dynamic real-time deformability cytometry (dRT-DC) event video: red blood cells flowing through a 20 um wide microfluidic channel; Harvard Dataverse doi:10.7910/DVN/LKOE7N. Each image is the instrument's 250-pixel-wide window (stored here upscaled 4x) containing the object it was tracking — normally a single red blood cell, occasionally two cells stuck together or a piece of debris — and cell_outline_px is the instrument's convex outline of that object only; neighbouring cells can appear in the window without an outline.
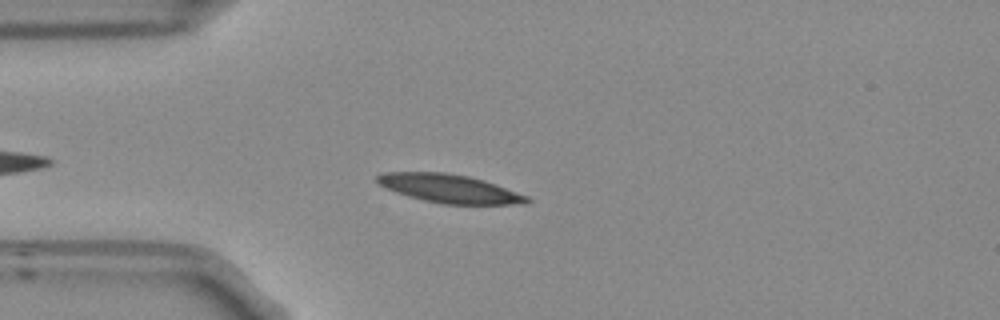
{"species": "Egyptian fruit bat (a non-hibernating species)", "species_latin": "Rousettus aegyptiacus", "temperature_condition": "room temperature", "stored_images_in_passage": 36, "camera_frame_rate_fps": 3000, "um_per_image_px": 0.085, "frame": {"image": 1, "passage_image": 6, "time_ms": 1.667, "image_size_px": [1000, 320], "cell_outline_px": [[532, 200], [528, 204], [440, 204], [408, 196], [396, 192], [380, 184], [376, 180], [376, 176], [384, 172], [444, 172], [468, 176], [484, 180], [496, 184], [528, 196]], "centroid_in_image_um": [38.24, 16.03], "position_along_channel_um": 46.8, "area_um2": 24.8}}
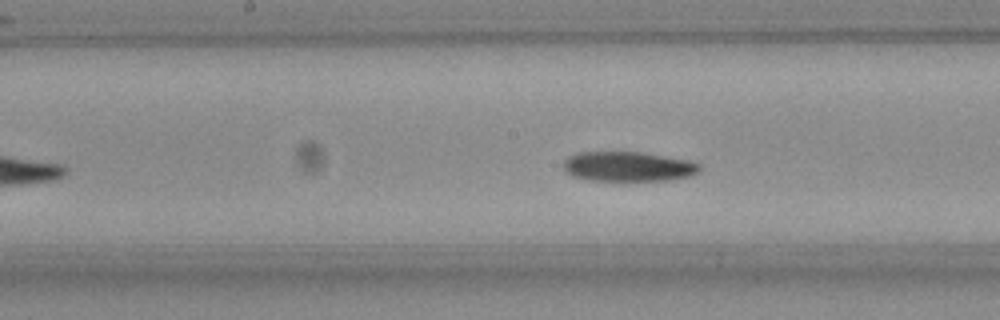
{"frame": {"image": 2, "passage_image": 19, "time_ms": 6.0, "image_size_px": [1000, 320], "cell_outline_px": [[700, 172], [692, 176], [668, 180], [588, 180], [572, 176], [564, 168], [564, 160], [568, 156], [576, 152], [640, 152], [688, 160], [700, 164]], "centroid_in_image_um": [53.4, 14.15], "position_along_channel_um": 194.8, "area_um2": 23.58}}
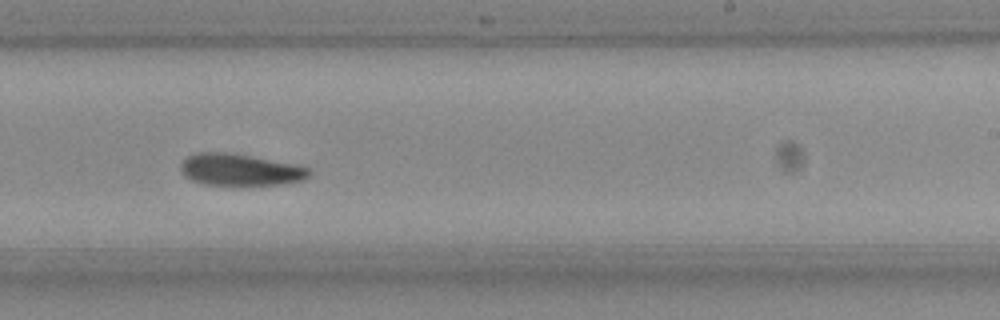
{"frame": {"image": 3, "passage_image": 25, "time_ms": 8.0, "image_size_px": [1000, 320], "cell_outline_px": [[312, 172], [304, 180], [284, 184], [204, 184], [192, 180], [184, 176], [180, 168], [180, 164], [188, 156], [196, 152], [224, 152], [248, 156], [292, 164], [308, 168]], "centroid_in_image_um": [20.37, 14.43], "position_along_channel_um": 268.6, "area_um2": 23.29}, "authors_computed_cell_mechanics": {"area_um2": 24.5072, "velocity_mm_per_s": 3.6988, "shape_relaxation_time_tau1_ms": 7.6764, "shape_relaxation_time_tau2_ms": 11.1641, "deformation_change_tau1": 0.1571, "deformation_change_tau2": 0.1511}}